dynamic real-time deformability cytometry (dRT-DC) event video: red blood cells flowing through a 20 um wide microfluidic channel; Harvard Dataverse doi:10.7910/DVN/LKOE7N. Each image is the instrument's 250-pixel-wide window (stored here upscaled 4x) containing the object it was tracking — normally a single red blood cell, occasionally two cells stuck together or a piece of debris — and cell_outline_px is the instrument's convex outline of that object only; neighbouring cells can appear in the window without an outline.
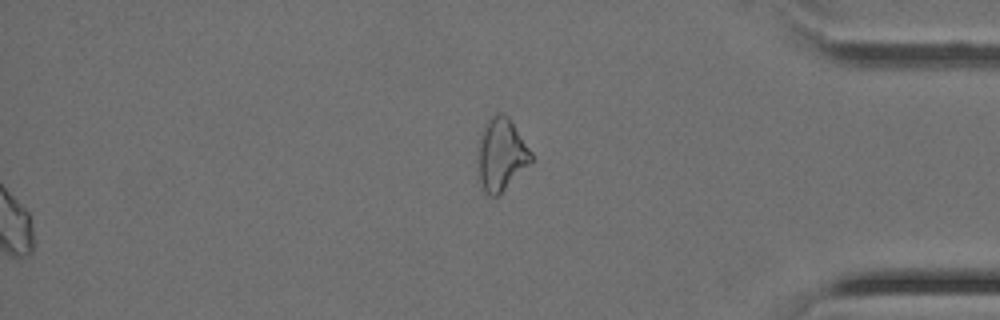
{"species": "Egyptian fruit bat (a non-hibernating species)", "species_latin": "Rousettus aegyptiacus", "temperature_condition": "cold", "stored_images_in_passage": 36, "segment_of_instrument_passage": [2, 2], "camera_frame_rate_fps": 3000, "um_per_image_px": 0.085, "animal": {"sex": "female"}, "frame": {"image": 1, "passage_image": 36, "time_ms": 11.667, "image_size_px": [1000, 320], "cell_outline_px": [[532, 160], [496, 196], [488, 196], [484, 192], [480, 180], [480, 140], [484, 124], [496, 112], [504, 112], [508, 116], [532, 152]], "centroid_in_image_um": [42.62, 13.07], "position_along_channel_um": 392.6, "area_um2": 21.56}}